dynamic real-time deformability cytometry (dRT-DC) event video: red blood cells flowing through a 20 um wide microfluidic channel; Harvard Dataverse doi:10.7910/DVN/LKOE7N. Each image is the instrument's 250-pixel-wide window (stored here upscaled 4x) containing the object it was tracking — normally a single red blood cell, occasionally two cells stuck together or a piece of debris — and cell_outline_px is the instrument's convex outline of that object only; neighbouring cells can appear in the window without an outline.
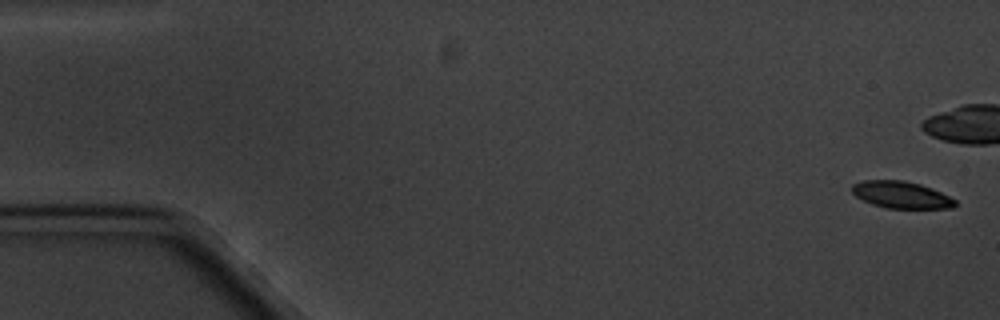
{"species": "common noctule bat (a hibernating species)", "species_latin": "Nyctalus noctula", "temperature_condition": "cold", "stored_images_in_passage": 6, "camera_frame_rate_fps": 3000, "um_per_image_px": 0.085, "animal": {"sex": "male", "body_mass_g": 20.1, "forearm_length_mm": 53.5}, "frame": {"image": 1, "passage_image": 1, "time_ms": 0.0, "image_size_px": [1000, 320], "cell_outline_px": [[956, 204], [952, 208], [888, 208], [872, 204], [856, 196], [852, 192], [852, 184], [864, 180], [904, 180], [920, 184], [932, 188], [956, 200]], "centroid_in_image_um": [76.6, 16.55], "position_along_channel_um": 8.4, "area_um2": 16.07}}